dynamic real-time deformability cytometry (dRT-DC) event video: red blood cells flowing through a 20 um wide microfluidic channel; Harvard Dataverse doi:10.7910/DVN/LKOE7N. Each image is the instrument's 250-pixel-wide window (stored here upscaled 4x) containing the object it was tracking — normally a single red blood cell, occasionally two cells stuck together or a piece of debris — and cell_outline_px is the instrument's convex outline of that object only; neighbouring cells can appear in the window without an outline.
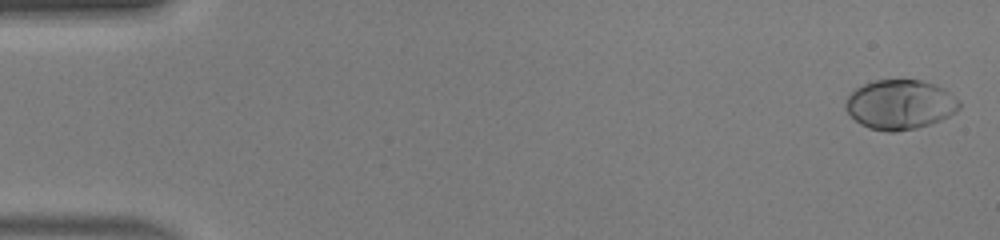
{"species": "human", "species_latin": "Homo sapiens", "temperature_condition": "warm", "stored_images_in_passage": 49, "camera_frame_rate_fps": 3000, "um_per_image_px": 0.085, "donor": {"sex": "male"}, "frame": {"image": 1, "passage_image": 1, "time_ms": 0.0, "image_size_px": [1000, 240], "cell_outline_px": [[960, 108], [956, 112], [940, 120], [916, 128], [896, 132], [888, 132], [868, 128], [860, 124], [844, 108], [844, 104], [848, 96], [856, 88], [872, 80], [920, 80], [936, 84], [944, 88], [960, 100]], "centroid_in_image_um": [76.51, 8.88], "position_along_channel_um": 8.5, "area_um2": 33.0}}
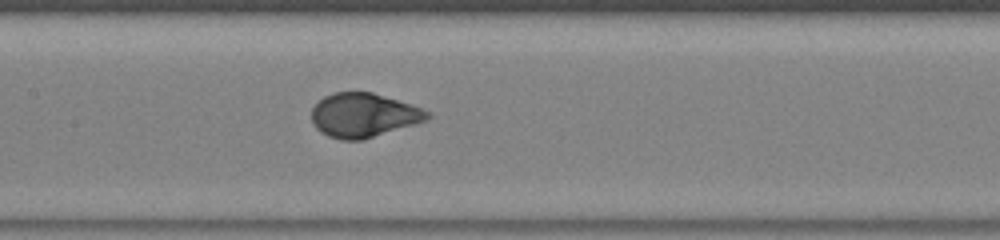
{"frame": {"image": 2, "passage_image": 24, "time_ms": 7.667, "image_size_px": [1000, 240], "cell_outline_px": [[432, 116], [428, 120], [416, 124], [364, 140], [340, 140], [328, 136], [320, 132], [312, 124], [312, 108], [324, 96], [332, 92], [372, 92], [432, 112]], "centroid_in_image_um": [30.9, 9.81], "position_along_channel_um": 176.5, "area_um2": 29.88}}
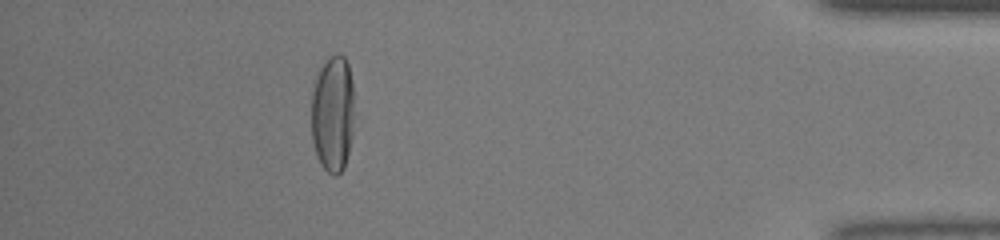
{"frame": {"image": 3, "passage_image": 44, "time_ms": 14.333, "image_size_px": [1000, 240], "cell_outline_px": [[352, 136], [344, 168], [336, 176], [332, 176], [320, 164], [316, 156], [312, 140], [312, 92], [316, 76], [324, 60], [328, 56], [336, 52], [340, 52], [344, 56], [348, 64], [352, 84]], "centroid_in_image_um": [28.26, 9.64], "position_along_channel_um": 406.9, "area_um2": 29.36}, "authors_computed_cell_mechanics": {"area_um2": 30.8652, "velocity_mm_per_s": 4.2026, "shape_relaxation_time_tau1_ms": 3.0015, "shape_relaxation_time_tau2_ms": null, "deformation_change_tau1": 0.2106, "deformation_change_tau2": null}}